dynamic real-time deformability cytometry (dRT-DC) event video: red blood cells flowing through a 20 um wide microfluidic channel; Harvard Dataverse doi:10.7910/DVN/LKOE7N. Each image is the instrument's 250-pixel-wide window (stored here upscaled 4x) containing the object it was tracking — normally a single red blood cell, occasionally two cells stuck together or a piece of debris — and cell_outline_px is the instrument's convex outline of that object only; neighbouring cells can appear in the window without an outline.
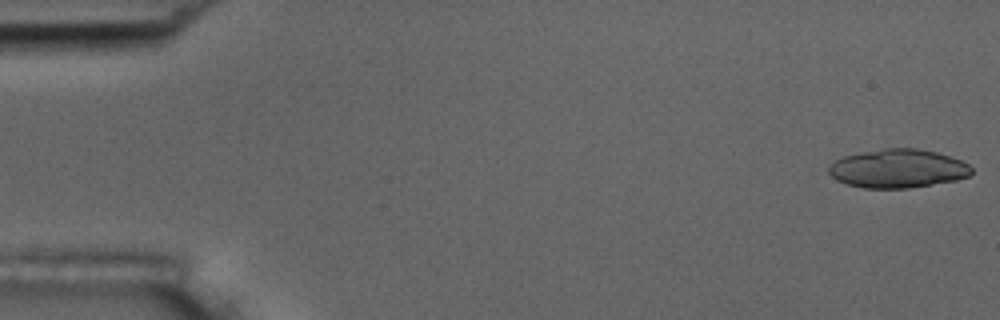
{"species": "common noctule bat (a hibernating species)", "species_latin": "Nyctalus noctula", "temperature_condition": "room temperature", "stored_images_in_passage": 54, "segment_of_instrument_passage": [1, 2], "camera_frame_rate_fps": 3000, "um_per_image_px": 0.085, "animal": {"sex": "male", "body_mass_g": 17.5, "forearm_length_mm": 52.3}, "frame": {"image": 1, "passage_image": 1, "time_ms": 0.0, "image_size_px": [1000, 320], "cell_outline_px": [[972, 172], [968, 176], [956, 180], [908, 188], [864, 188], [848, 184], [836, 180], [828, 172], [828, 164], [844, 156], [884, 148], [916, 148], [936, 152], [960, 160], [968, 164], [972, 168]], "centroid_in_image_um": [76.3, 14.33], "position_along_channel_um": 8.7, "area_um2": 31.96}}